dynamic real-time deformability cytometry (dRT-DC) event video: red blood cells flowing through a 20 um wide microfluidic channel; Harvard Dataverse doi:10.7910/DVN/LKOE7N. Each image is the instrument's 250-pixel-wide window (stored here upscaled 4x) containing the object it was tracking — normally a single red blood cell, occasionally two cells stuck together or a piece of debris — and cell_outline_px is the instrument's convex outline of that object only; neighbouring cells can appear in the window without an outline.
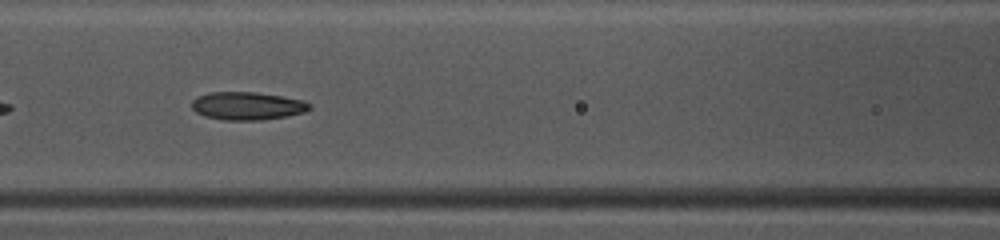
{"species": "common noctule bat (a hibernating species)", "species_latin": "Nyctalus noctula", "temperature_condition": "warm", "stored_images_in_passage": 26, "camera_frame_rate_fps": 3000, "um_per_image_px": 0.085, "animal": {"sex": "female", "body_mass_g": 10.0, "forearm_length_mm": 53.1}, "frame": {"image": 1, "passage_image": 12, "time_ms": 3.667, "image_size_px": [1000, 240], "cell_outline_px": [[312, 108], [304, 112], [288, 116], [260, 120], [224, 120], [204, 116], [196, 112], [192, 108], [192, 100], [196, 96], [212, 92], [256, 92], [304, 100], [312, 104]], "centroid_in_image_um": [21.03, 9.0], "position_along_channel_um": 145.6, "area_um2": 19.31}}
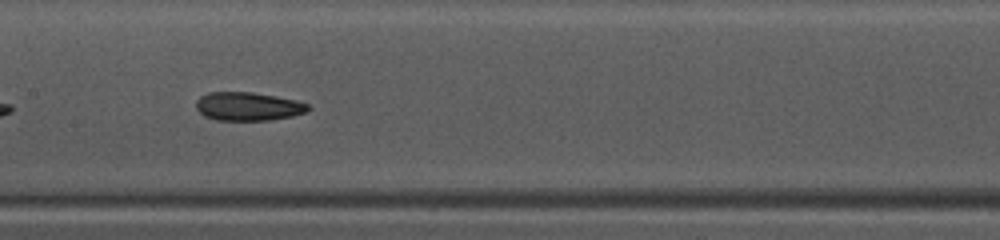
{"frame": {"image": 2, "passage_image": 15, "time_ms": 4.667, "image_size_px": [1000, 240], "cell_outline_px": [[312, 108], [308, 112], [292, 116], [268, 120], [216, 120], [204, 116], [196, 108], [196, 100], [200, 96], [208, 92], [252, 92], [276, 96], [296, 100], [308, 104]], "centroid_in_image_um": [21.1, 9.04], "position_along_channel_um": 186.3, "area_um2": 18.73}}